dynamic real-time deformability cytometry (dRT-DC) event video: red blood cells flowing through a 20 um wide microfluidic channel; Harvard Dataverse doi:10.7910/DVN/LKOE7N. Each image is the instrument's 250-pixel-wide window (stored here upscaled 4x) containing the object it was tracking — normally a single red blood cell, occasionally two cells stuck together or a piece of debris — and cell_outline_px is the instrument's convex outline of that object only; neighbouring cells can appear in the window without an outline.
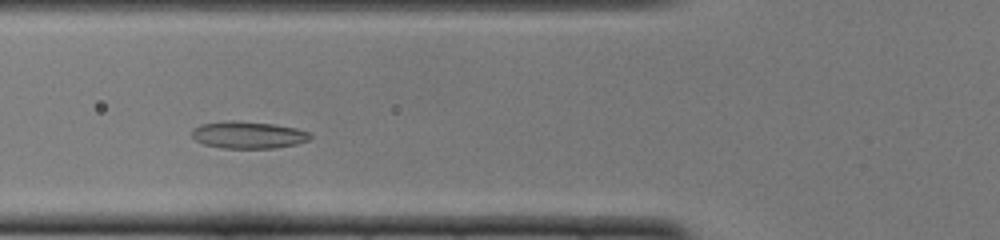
{"species": "common noctule bat (a hibernating species)", "species_latin": "Nyctalus noctula", "temperature_condition": "cold", "stored_images_in_passage": 42, "camera_frame_rate_fps": 3000, "um_per_image_px": 0.085, "animal": {"sex": "female", "body_mass_g": 22.0, "forearm_length_mm": 56.7}, "frame": {"image": 1, "passage_image": 10, "time_ms": 3.0, "image_size_px": [1000, 240], "cell_outline_px": [[312, 136], [308, 140], [296, 144], [276, 148], [224, 148], [204, 144], [196, 140], [192, 136], [192, 128], [200, 124], [228, 120], [232, 120], [272, 124], [296, 128], [312, 132]], "centroid_in_image_um": [21.1, 11.46], "position_along_channel_um": 104.7, "area_um2": 18.73}}
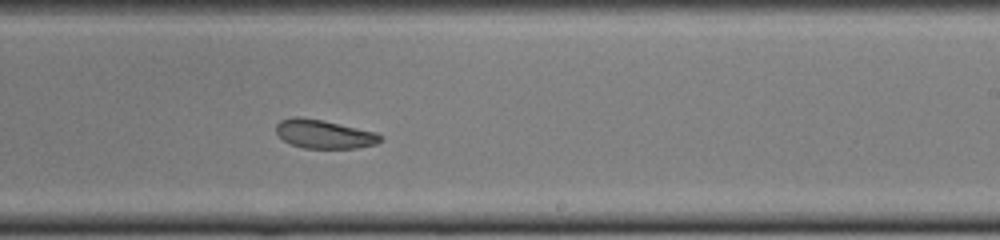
{"frame": {"image": 2, "passage_image": 22, "time_ms": 7.0, "image_size_px": [1000, 240], "cell_outline_px": [[384, 140], [376, 144], [356, 148], [304, 148], [292, 144], [284, 140], [276, 132], [276, 124], [280, 120], [292, 116], [300, 116], [324, 120], [376, 132], [384, 136]], "centroid_in_image_um": [27.58, 11.38], "position_along_channel_um": 261.4, "area_um2": 17.63}}
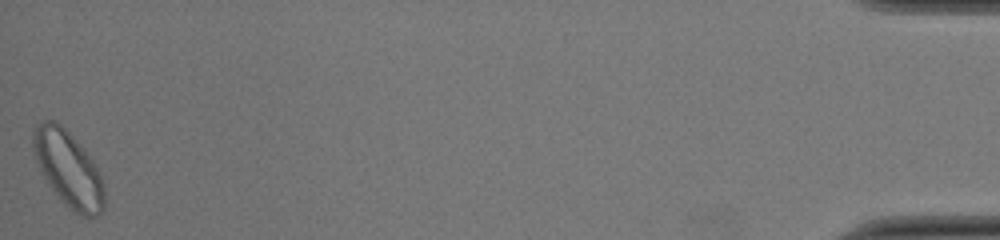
{"frame": {"image": 3, "passage_image": 42, "time_ms": 13.667, "image_size_px": [1000, 240], "cell_outline_px": [[104, 208], [100, 216], [84, 216], [76, 212], [64, 204], [48, 184], [36, 160], [32, 148], [32, 132], [36, 124], [44, 120], [56, 120], [72, 136], [92, 160], [100, 172], [104, 184]], "centroid_in_image_um": [5.8, 14.35], "position_along_channel_um": 429.4, "area_um2": 31.21}, "authors_computed_cell_mechanics": {"area_um2": 18.9584, "velocity_mm_per_s": 3.9412, "shape_relaxation_time_tau1_ms": 2.8291, "shape_relaxation_time_tau2_ms": null, "deformation_change_tau1": 0.0786, "deformation_change_tau2": null}}